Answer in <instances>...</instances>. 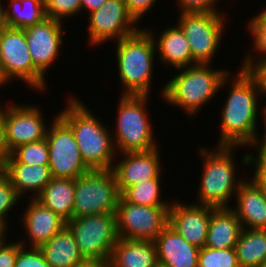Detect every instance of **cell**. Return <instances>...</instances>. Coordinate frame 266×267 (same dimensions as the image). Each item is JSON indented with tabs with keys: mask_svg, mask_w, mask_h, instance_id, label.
Segmentation results:
<instances>
[{
	"mask_svg": "<svg viewBox=\"0 0 266 267\" xmlns=\"http://www.w3.org/2000/svg\"><path fill=\"white\" fill-rule=\"evenodd\" d=\"M227 100L221 110V133L217 145L248 147L259 140L257 118L261 91L254 76L244 68L231 78ZM258 135V136H257Z\"/></svg>",
	"mask_w": 266,
	"mask_h": 267,
	"instance_id": "obj_1",
	"label": "cell"
},
{
	"mask_svg": "<svg viewBox=\"0 0 266 267\" xmlns=\"http://www.w3.org/2000/svg\"><path fill=\"white\" fill-rule=\"evenodd\" d=\"M210 65L212 66V64H195L177 69L178 73L162 88L164 102L182 108L190 117L196 115L203 105L209 104L223 86L227 87L228 83H231L230 71L213 69Z\"/></svg>",
	"mask_w": 266,
	"mask_h": 267,
	"instance_id": "obj_2",
	"label": "cell"
},
{
	"mask_svg": "<svg viewBox=\"0 0 266 267\" xmlns=\"http://www.w3.org/2000/svg\"><path fill=\"white\" fill-rule=\"evenodd\" d=\"M82 103L72 96L57 114L71 127L84 162L92 170L112 169L117 157L113 135Z\"/></svg>",
	"mask_w": 266,
	"mask_h": 267,
	"instance_id": "obj_3",
	"label": "cell"
},
{
	"mask_svg": "<svg viewBox=\"0 0 266 267\" xmlns=\"http://www.w3.org/2000/svg\"><path fill=\"white\" fill-rule=\"evenodd\" d=\"M236 148L239 146L216 145L212 151L203 146L198 150L200 158L203 157V173L195 204L230 207L228 205L232 196L236 195L238 188L246 180L236 179L237 165L233 158Z\"/></svg>",
	"mask_w": 266,
	"mask_h": 267,
	"instance_id": "obj_4",
	"label": "cell"
},
{
	"mask_svg": "<svg viewBox=\"0 0 266 267\" xmlns=\"http://www.w3.org/2000/svg\"><path fill=\"white\" fill-rule=\"evenodd\" d=\"M118 75L124 87L121 94L150 95L156 48L147 29L115 41Z\"/></svg>",
	"mask_w": 266,
	"mask_h": 267,
	"instance_id": "obj_5",
	"label": "cell"
},
{
	"mask_svg": "<svg viewBox=\"0 0 266 267\" xmlns=\"http://www.w3.org/2000/svg\"><path fill=\"white\" fill-rule=\"evenodd\" d=\"M148 99V95L121 94L117 104L116 130L112 134L117 156L120 153L146 152L159 147L148 118L150 114L146 111Z\"/></svg>",
	"mask_w": 266,
	"mask_h": 267,
	"instance_id": "obj_6",
	"label": "cell"
},
{
	"mask_svg": "<svg viewBox=\"0 0 266 267\" xmlns=\"http://www.w3.org/2000/svg\"><path fill=\"white\" fill-rule=\"evenodd\" d=\"M119 193L112 169H96L74 179L72 218L116 213Z\"/></svg>",
	"mask_w": 266,
	"mask_h": 267,
	"instance_id": "obj_7",
	"label": "cell"
},
{
	"mask_svg": "<svg viewBox=\"0 0 266 267\" xmlns=\"http://www.w3.org/2000/svg\"><path fill=\"white\" fill-rule=\"evenodd\" d=\"M66 225L74 234L85 260L109 262L113 247L119 239L115 213L72 218Z\"/></svg>",
	"mask_w": 266,
	"mask_h": 267,
	"instance_id": "obj_8",
	"label": "cell"
},
{
	"mask_svg": "<svg viewBox=\"0 0 266 267\" xmlns=\"http://www.w3.org/2000/svg\"><path fill=\"white\" fill-rule=\"evenodd\" d=\"M0 69L9 83L16 78L31 89H46L44 75L33 65L24 29L8 27L0 35Z\"/></svg>",
	"mask_w": 266,
	"mask_h": 267,
	"instance_id": "obj_9",
	"label": "cell"
},
{
	"mask_svg": "<svg viewBox=\"0 0 266 267\" xmlns=\"http://www.w3.org/2000/svg\"><path fill=\"white\" fill-rule=\"evenodd\" d=\"M54 118L45 137L52 178L76 179L92 169L84 162L71 127L59 115Z\"/></svg>",
	"mask_w": 266,
	"mask_h": 267,
	"instance_id": "obj_10",
	"label": "cell"
},
{
	"mask_svg": "<svg viewBox=\"0 0 266 267\" xmlns=\"http://www.w3.org/2000/svg\"><path fill=\"white\" fill-rule=\"evenodd\" d=\"M223 13H180L177 24L189 42L192 58L198 64H211L221 44Z\"/></svg>",
	"mask_w": 266,
	"mask_h": 267,
	"instance_id": "obj_11",
	"label": "cell"
},
{
	"mask_svg": "<svg viewBox=\"0 0 266 267\" xmlns=\"http://www.w3.org/2000/svg\"><path fill=\"white\" fill-rule=\"evenodd\" d=\"M170 206H142L121 196L116 208L118 237L129 240H154L168 225Z\"/></svg>",
	"mask_w": 266,
	"mask_h": 267,
	"instance_id": "obj_12",
	"label": "cell"
},
{
	"mask_svg": "<svg viewBox=\"0 0 266 267\" xmlns=\"http://www.w3.org/2000/svg\"><path fill=\"white\" fill-rule=\"evenodd\" d=\"M88 41L89 45L119 41L136 33L137 22L127 11L125 0H107L101 7L89 13Z\"/></svg>",
	"mask_w": 266,
	"mask_h": 267,
	"instance_id": "obj_13",
	"label": "cell"
},
{
	"mask_svg": "<svg viewBox=\"0 0 266 267\" xmlns=\"http://www.w3.org/2000/svg\"><path fill=\"white\" fill-rule=\"evenodd\" d=\"M41 110L36 105L35 107L27 104L15 105V103L5 107L0 105L5 126V140L10 152L20 145L41 141L46 137L48 127Z\"/></svg>",
	"mask_w": 266,
	"mask_h": 267,
	"instance_id": "obj_14",
	"label": "cell"
},
{
	"mask_svg": "<svg viewBox=\"0 0 266 267\" xmlns=\"http://www.w3.org/2000/svg\"><path fill=\"white\" fill-rule=\"evenodd\" d=\"M63 22L45 18L24 29L33 65L44 75L54 64L63 44Z\"/></svg>",
	"mask_w": 266,
	"mask_h": 267,
	"instance_id": "obj_15",
	"label": "cell"
},
{
	"mask_svg": "<svg viewBox=\"0 0 266 267\" xmlns=\"http://www.w3.org/2000/svg\"><path fill=\"white\" fill-rule=\"evenodd\" d=\"M171 201L168 212L170 225L186 241L198 248L206 243L208 227L212 211L216 208L195 203L183 204L180 201Z\"/></svg>",
	"mask_w": 266,
	"mask_h": 267,
	"instance_id": "obj_16",
	"label": "cell"
},
{
	"mask_svg": "<svg viewBox=\"0 0 266 267\" xmlns=\"http://www.w3.org/2000/svg\"><path fill=\"white\" fill-rule=\"evenodd\" d=\"M158 148L146 152L120 153V160H115L112 167L120 194L126 188L145 180L161 178L163 166Z\"/></svg>",
	"mask_w": 266,
	"mask_h": 267,
	"instance_id": "obj_17",
	"label": "cell"
},
{
	"mask_svg": "<svg viewBox=\"0 0 266 267\" xmlns=\"http://www.w3.org/2000/svg\"><path fill=\"white\" fill-rule=\"evenodd\" d=\"M21 216L23 218L20 220L27 232L26 235L28 234L29 239L27 240L30 245H25V241L20 240V242L26 247L40 248L66 226V221L62 217L33 198H30V202Z\"/></svg>",
	"mask_w": 266,
	"mask_h": 267,
	"instance_id": "obj_18",
	"label": "cell"
},
{
	"mask_svg": "<svg viewBox=\"0 0 266 267\" xmlns=\"http://www.w3.org/2000/svg\"><path fill=\"white\" fill-rule=\"evenodd\" d=\"M153 241L158 263L168 267H198L200 248L186 241L170 225Z\"/></svg>",
	"mask_w": 266,
	"mask_h": 267,
	"instance_id": "obj_19",
	"label": "cell"
},
{
	"mask_svg": "<svg viewBox=\"0 0 266 267\" xmlns=\"http://www.w3.org/2000/svg\"><path fill=\"white\" fill-rule=\"evenodd\" d=\"M235 197L236 208L231 209L242 228L266 229V193L249 178L240 185Z\"/></svg>",
	"mask_w": 266,
	"mask_h": 267,
	"instance_id": "obj_20",
	"label": "cell"
},
{
	"mask_svg": "<svg viewBox=\"0 0 266 267\" xmlns=\"http://www.w3.org/2000/svg\"><path fill=\"white\" fill-rule=\"evenodd\" d=\"M2 172L9 178L12 186L23 199H35L44 187L52 180L48 165H28L17 163L11 156L5 161ZM31 192V193H30Z\"/></svg>",
	"mask_w": 266,
	"mask_h": 267,
	"instance_id": "obj_21",
	"label": "cell"
},
{
	"mask_svg": "<svg viewBox=\"0 0 266 267\" xmlns=\"http://www.w3.org/2000/svg\"><path fill=\"white\" fill-rule=\"evenodd\" d=\"M150 29L148 32L153 36L156 51L158 50L160 62L167 68L170 66L180 69L198 64L193 58L189 42L178 24L167 27L160 32L159 39L154 36ZM169 66V67H168Z\"/></svg>",
	"mask_w": 266,
	"mask_h": 267,
	"instance_id": "obj_22",
	"label": "cell"
},
{
	"mask_svg": "<svg viewBox=\"0 0 266 267\" xmlns=\"http://www.w3.org/2000/svg\"><path fill=\"white\" fill-rule=\"evenodd\" d=\"M157 263L153 240L119 238L113 247L109 267H156Z\"/></svg>",
	"mask_w": 266,
	"mask_h": 267,
	"instance_id": "obj_23",
	"label": "cell"
},
{
	"mask_svg": "<svg viewBox=\"0 0 266 267\" xmlns=\"http://www.w3.org/2000/svg\"><path fill=\"white\" fill-rule=\"evenodd\" d=\"M242 225L231 207L215 208L210 217L205 247L235 248Z\"/></svg>",
	"mask_w": 266,
	"mask_h": 267,
	"instance_id": "obj_24",
	"label": "cell"
},
{
	"mask_svg": "<svg viewBox=\"0 0 266 267\" xmlns=\"http://www.w3.org/2000/svg\"><path fill=\"white\" fill-rule=\"evenodd\" d=\"M40 249L50 267H76L86 261L80 253L74 234L67 225Z\"/></svg>",
	"mask_w": 266,
	"mask_h": 267,
	"instance_id": "obj_25",
	"label": "cell"
},
{
	"mask_svg": "<svg viewBox=\"0 0 266 267\" xmlns=\"http://www.w3.org/2000/svg\"><path fill=\"white\" fill-rule=\"evenodd\" d=\"M35 199L67 222L73 214L74 179L52 178Z\"/></svg>",
	"mask_w": 266,
	"mask_h": 267,
	"instance_id": "obj_26",
	"label": "cell"
},
{
	"mask_svg": "<svg viewBox=\"0 0 266 267\" xmlns=\"http://www.w3.org/2000/svg\"><path fill=\"white\" fill-rule=\"evenodd\" d=\"M235 251L240 267H258L266 260V229L242 228Z\"/></svg>",
	"mask_w": 266,
	"mask_h": 267,
	"instance_id": "obj_27",
	"label": "cell"
},
{
	"mask_svg": "<svg viewBox=\"0 0 266 267\" xmlns=\"http://www.w3.org/2000/svg\"><path fill=\"white\" fill-rule=\"evenodd\" d=\"M5 16L8 27L25 29L46 18L45 5L39 0H8Z\"/></svg>",
	"mask_w": 266,
	"mask_h": 267,
	"instance_id": "obj_28",
	"label": "cell"
},
{
	"mask_svg": "<svg viewBox=\"0 0 266 267\" xmlns=\"http://www.w3.org/2000/svg\"><path fill=\"white\" fill-rule=\"evenodd\" d=\"M161 178L148 179L136 185L126 188L121 197L130 203L142 206H170L171 201L162 200Z\"/></svg>",
	"mask_w": 266,
	"mask_h": 267,
	"instance_id": "obj_29",
	"label": "cell"
},
{
	"mask_svg": "<svg viewBox=\"0 0 266 267\" xmlns=\"http://www.w3.org/2000/svg\"><path fill=\"white\" fill-rule=\"evenodd\" d=\"M248 30L253 37V47L255 53H259V57L252 52H247L243 59L242 68L248 69L255 61L266 58V9H262L256 16L252 17L248 23ZM254 55V56H253ZM257 58L256 60L254 59Z\"/></svg>",
	"mask_w": 266,
	"mask_h": 267,
	"instance_id": "obj_30",
	"label": "cell"
},
{
	"mask_svg": "<svg viewBox=\"0 0 266 267\" xmlns=\"http://www.w3.org/2000/svg\"><path fill=\"white\" fill-rule=\"evenodd\" d=\"M10 156L17 162L28 165H48V145L46 139L26 143L11 151Z\"/></svg>",
	"mask_w": 266,
	"mask_h": 267,
	"instance_id": "obj_31",
	"label": "cell"
},
{
	"mask_svg": "<svg viewBox=\"0 0 266 267\" xmlns=\"http://www.w3.org/2000/svg\"><path fill=\"white\" fill-rule=\"evenodd\" d=\"M198 267H240L235 248H200Z\"/></svg>",
	"mask_w": 266,
	"mask_h": 267,
	"instance_id": "obj_32",
	"label": "cell"
},
{
	"mask_svg": "<svg viewBox=\"0 0 266 267\" xmlns=\"http://www.w3.org/2000/svg\"><path fill=\"white\" fill-rule=\"evenodd\" d=\"M21 199L9 178L0 170V225L8 229L7 217L17 202Z\"/></svg>",
	"mask_w": 266,
	"mask_h": 267,
	"instance_id": "obj_33",
	"label": "cell"
},
{
	"mask_svg": "<svg viewBox=\"0 0 266 267\" xmlns=\"http://www.w3.org/2000/svg\"><path fill=\"white\" fill-rule=\"evenodd\" d=\"M44 5L46 17L59 21L81 12V0H46Z\"/></svg>",
	"mask_w": 266,
	"mask_h": 267,
	"instance_id": "obj_34",
	"label": "cell"
},
{
	"mask_svg": "<svg viewBox=\"0 0 266 267\" xmlns=\"http://www.w3.org/2000/svg\"><path fill=\"white\" fill-rule=\"evenodd\" d=\"M255 148L258 152L256 156L254 153L244 154L241 161L247 167L250 165L254 167L255 171L251 179L266 193V155L257 147Z\"/></svg>",
	"mask_w": 266,
	"mask_h": 267,
	"instance_id": "obj_35",
	"label": "cell"
},
{
	"mask_svg": "<svg viewBox=\"0 0 266 267\" xmlns=\"http://www.w3.org/2000/svg\"><path fill=\"white\" fill-rule=\"evenodd\" d=\"M14 267H50L40 248L26 247L20 242V250Z\"/></svg>",
	"mask_w": 266,
	"mask_h": 267,
	"instance_id": "obj_36",
	"label": "cell"
},
{
	"mask_svg": "<svg viewBox=\"0 0 266 267\" xmlns=\"http://www.w3.org/2000/svg\"><path fill=\"white\" fill-rule=\"evenodd\" d=\"M180 13H222L216 7L218 0H176Z\"/></svg>",
	"mask_w": 266,
	"mask_h": 267,
	"instance_id": "obj_37",
	"label": "cell"
},
{
	"mask_svg": "<svg viewBox=\"0 0 266 267\" xmlns=\"http://www.w3.org/2000/svg\"><path fill=\"white\" fill-rule=\"evenodd\" d=\"M7 237L0 244V267H14L17 253L20 250V241L7 242Z\"/></svg>",
	"mask_w": 266,
	"mask_h": 267,
	"instance_id": "obj_38",
	"label": "cell"
},
{
	"mask_svg": "<svg viewBox=\"0 0 266 267\" xmlns=\"http://www.w3.org/2000/svg\"><path fill=\"white\" fill-rule=\"evenodd\" d=\"M157 0H125L128 13L139 23Z\"/></svg>",
	"mask_w": 266,
	"mask_h": 267,
	"instance_id": "obj_39",
	"label": "cell"
},
{
	"mask_svg": "<svg viewBox=\"0 0 266 267\" xmlns=\"http://www.w3.org/2000/svg\"><path fill=\"white\" fill-rule=\"evenodd\" d=\"M247 70L256 79L261 95L266 97V58L255 61Z\"/></svg>",
	"mask_w": 266,
	"mask_h": 267,
	"instance_id": "obj_40",
	"label": "cell"
},
{
	"mask_svg": "<svg viewBox=\"0 0 266 267\" xmlns=\"http://www.w3.org/2000/svg\"><path fill=\"white\" fill-rule=\"evenodd\" d=\"M11 152L9 151L6 140H5V126L3 122V115L0 111V170L3 168L5 161L10 156Z\"/></svg>",
	"mask_w": 266,
	"mask_h": 267,
	"instance_id": "obj_41",
	"label": "cell"
},
{
	"mask_svg": "<svg viewBox=\"0 0 266 267\" xmlns=\"http://www.w3.org/2000/svg\"><path fill=\"white\" fill-rule=\"evenodd\" d=\"M263 108L260 110L262 111L261 114L263 116V123H264V135L259 138L257 144L255 145L264 155H266V105L264 104V106H262Z\"/></svg>",
	"mask_w": 266,
	"mask_h": 267,
	"instance_id": "obj_42",
	"label": "cell"
},
{
	"mask_svg": "<svg viewBox=\"0 0 266 267\" xmlns=\"http://www.w3.org/2000/svg\"><path fill=\"white\" fill-rule=\"evenodd\" d=\"M107 0H81V12L87 9L88 13L101 7Z\"/></svg>",
	"mask_w": 266,
	"mask_h": 267,
	"instance_id": "obj_43",
	"label": "cell"
},
{
	"mask_svg": "<svg viewBox=\"0 0 266 267\" xmlns=\"http://www.w3.org/2000/svg\"><path fill=\"white\" fill-rule=\"evenodd\" d=\"M8 28V23L5 16V7H3L2 1L0 0V35Z\"/></svg>",
	"mask_w": 266,
	"mask_h": 267,
	"instance_id": "obj_44",
	"label": "cell"
},
{
	"mask_svg": "<svg viewBox=\"0 0 266 267\" xmlns=\"http://www.w3.org/2000/svg\"><path fill=\"white\" fill-rule=\"evenodd\" d=\"M76 267H109V262L86 260L85 262L77 265Z\"/></svg>",
	"mask_w": 266,
	"mask_h": 267,
	"instance_id": "obj_45",
	"label": "cell"
},
{
	"mask_svg": "<svg viewBox=\"0 0 266 267\" xmlns=\"http://www.w3.org/2000/svg\"><path fill=\"white\" fill-rule=\"evenodd\" d=\"M6 231H7V229L0 225V244L2 243V241L5 239V237L7 235L5 233Z\"/></svg>",
	"mask_w": 266,
	"mask_h": 267,
	"instance_id": "obj_46",
	"label": "cell"
},
{
	"mask_svg": "<svg viewBox=\"0 0 266 267\" xmlns=\"http://www.w3.org/2000/svg\"><path fill=\"white\" fill-rule=\"evenodd\" d=\"M7 84H8V81L4 78V76H3L2 72H1V69H0V86L4 87Z\"/></svg>",
	"mask_w": 266,
	"mask_h": 267,
	"instance_id": "obj_47",
	"label": "cell"
},
{
	"mask_svg": "<svg viewBox=\"0 0 266 267\" xmlns=\"http://www.w3.org/2000/svg\"><path fill=\"white\" fill-rule=\"evenodd\" d=\"M258 267H266V260L262 264H260Z\"/></svg>",
	"mask_w": 266,
	"mask_h": 267,
	"instance_id": "obj_48",
	"label": "cell"
},
{
	"mask_svg": "<svg viewBox=\"0 0 266 267\" xmlns=\"http://www.w3.org/2000/svg\"><path fill=\"white\" fill-rule=\"evenodd\" d=\"M156 267H168V266H165V265H163L161 263H157Z\"/></svg>",
	"mask_w": 266,
	"mask_h": 267,
	"instance_id": "obj_49",
	"label": "cell"
}]
</instances>
